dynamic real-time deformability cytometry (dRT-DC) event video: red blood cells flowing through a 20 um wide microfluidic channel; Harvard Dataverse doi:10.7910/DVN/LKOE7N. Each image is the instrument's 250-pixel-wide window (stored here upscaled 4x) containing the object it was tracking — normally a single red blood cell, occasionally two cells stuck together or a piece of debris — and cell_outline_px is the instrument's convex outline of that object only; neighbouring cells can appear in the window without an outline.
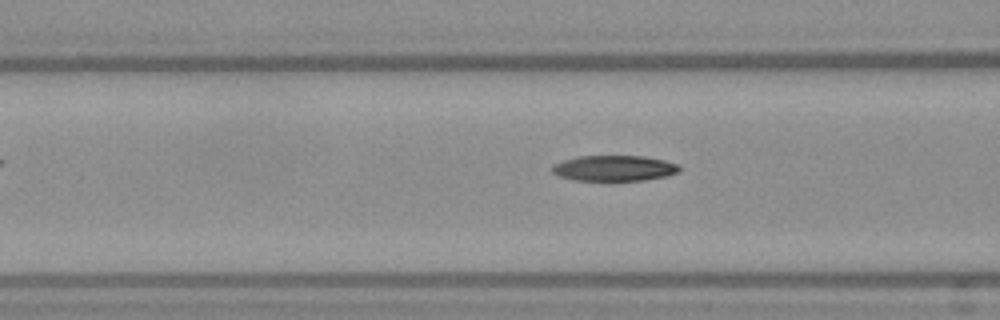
{"species": "Egyptian fruit bat (a non-hibernating species)", "species_latin": "Rousettus aegyptiacus", "temperature_condition": "warm", "stored_images_in_passage": 14, "camera_frame_rate_fps": 3000, "um_per_image_px": 0.085, "frame": {"image": 1, "passage_image": 12, "time_ms": 3.667, "image_size_px": [1000, 320], "cell_outline_px": [[680, 168], [676, 172], [668, 176], [644, 180], [612, 184], [608, 184], [576, 180], [560, 176], [552, 172], [552, 164], [564, 160], [580, 156], [644, 156], [664, 160], [676, 164]], "centroid_in_image_um": [52.17, 14.35], "position_along_channel_um": 114.4, "area_um2": 19.83}}